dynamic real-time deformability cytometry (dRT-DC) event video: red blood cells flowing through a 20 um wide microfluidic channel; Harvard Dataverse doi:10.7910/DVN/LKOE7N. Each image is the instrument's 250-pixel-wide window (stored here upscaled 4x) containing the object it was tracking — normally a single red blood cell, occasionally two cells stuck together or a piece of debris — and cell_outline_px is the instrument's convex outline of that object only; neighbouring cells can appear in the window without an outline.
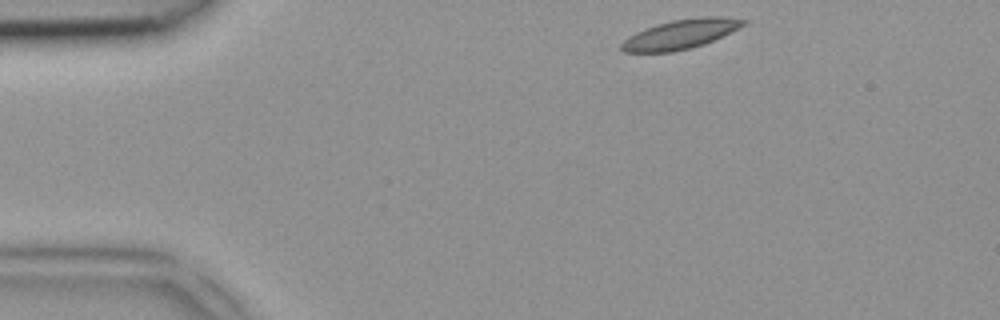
{"species": "common noctule bat (a hibernating species)", "species_latin": "Nyctalus noctula", "temperature_condition": "room temperature", "stored_images_in_passage": 40, "camera_frame_rate_fps": 3000, "um_per_image_px": 0.085, "animal": {"sex": "female", "body_mass_g": 18.4}, "frame": {"image": 1, "passage_image": 1, "time_ms": 0.0, "image_size_px": [1000, 320], "cell_outline_px": [[748, 24], [704, 44], [672, 52], [624, 52], [620, 48], [620, 44], [628, 36], [644, 28], [656, 24], [672, 20], [700, 16], [724, 16], [748, 20]], "centroid_in_image_um": [57.86, 2.89], "position_along_channel_um": 27.1, "area_um2": 21.04}}
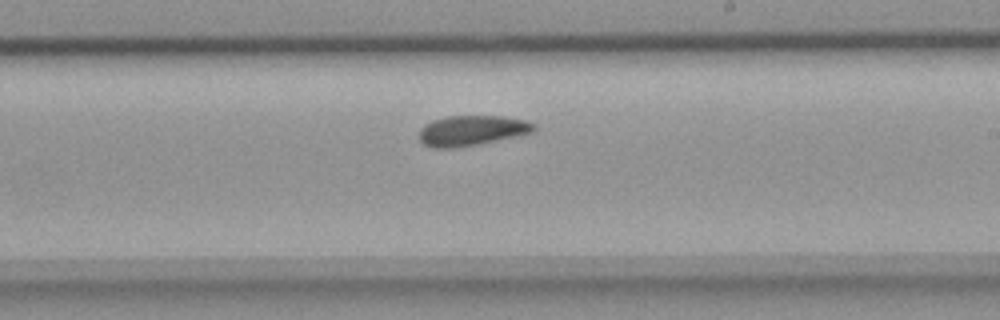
{"frame": {"image": 2, "passage_image": 21, "time_ms": 6.667, "image_size_px": [1000, 320], "cell_outline_px": [[536, 128], [532, 132], [476, 144], [452, 148], [436, 148], [424, 144], [420, 140], [420, 128], [424, 124], [432, 120], [448, 116], [504, 116], [524, 120], [536, 124]], "centroid_in_image_um": [40.07, 11.08], "position_along_channel_um": 248.9, "area_um2": 19.88}}
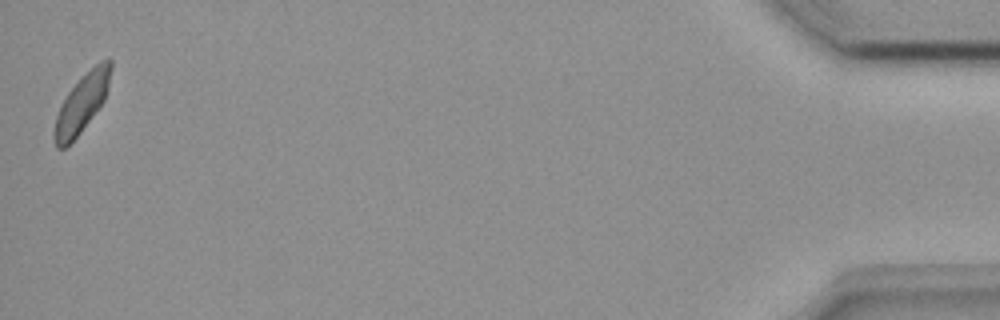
{"frame": {"image": 3, "passage_image": 40, "time_ms": 13.0, "image_size_px": [1000, 320], "cell_outline_px": [[112, 68], [104, 100], [80, 132], [64, 148], [56, 148], [52, 136], [56, 116], [60, 104], [68, 92], [100, 60], [112, 60]], "centroid_in_image_um": [6.92, 8.81], "position_along_channel_um": 428.3, "area_um2": 18.55}}